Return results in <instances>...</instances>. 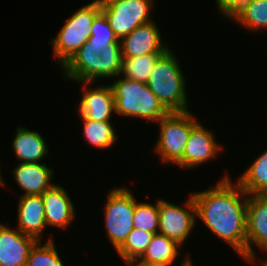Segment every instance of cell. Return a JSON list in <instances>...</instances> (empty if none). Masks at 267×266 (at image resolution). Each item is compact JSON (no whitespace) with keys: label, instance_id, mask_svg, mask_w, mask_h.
Wrapping results in <instances>:
<instances>
[{"label":"cell","instance_id":"obj_16","mask_svg":"<svg viewBox=\"0 0 267 266\" xmlns=\"http://www.w3.org/2000/svg\"><path fill=\"white\" fill-rule=\"evenodd\" d=\"M19 197L16 228L23 234L41 240L42 232L47 228L42 196L24 195Z\"/></svg>","mask_w":267,"mask_h":266},{"label":"cell","instance_id":"obj_27","mask_svg":"<svg viewBox=\"0 0 267 266\" xmlns=\"http://www.w3.org/2000/svg\"><path fill=\"white\" fill-rule=\"evenodd\" d=\"M38 240L32 247L26 266H65L55 247V242L50 238L41 244Z\"/></svg>","mask_w":267,"mask_h":266},{"label":"cell","instance_id":"obj_19","mask_svg":"<svg viewBox=\"0 0 267 266\" xmlns=\"http://www.w3.org/2000/svg\"><path fill=\"white\" fill-rule=\"evenodd\" d=\"M181 247L176 241L163 234L156 233L139 260L147 263L172 266L178 255H180L179 248Z\"/></svg>","mask_w":267,"mask_h":266},{"label":"cell","instance_id":"obj_31","mask_svg":"<svg viewBox=\"0 0 267 266\" xmlns=\"http://www.w3.org/2000/svg\"><path fill=\"white\" fill-rule=\"evenodd\" d=\"M0 186H2V187L6 186V183L3 180V177L1 175V172H0Z\"/></svg>","mask_w":267,"mask_h":266},{"label":"cell","instance_id":"obj_2","mask_svg":"<svg viewBox=\"0 0 267 266\" xmlns=\"http://www.w3.org/2000/svg\"><path fill=\"white\" fill-rule=\"evenodd\" d=\"M181 68L173 51L167 49L158 58L146 83L168 112L190 110Z\"/></svg>","mask_w":267,"mask_h":266},{"label":"cell","instance_id":"obj_30","mask_svg":"<svg viewBox=\"0 0 267 266\" xmlns=\"http://www.w3.org/2000/svg\"><path fill=\"white\" fill-rule=\"evenodd\" d=\"M185 256L186 258L183 260L181 266H193L192 260H190L191 258H189L187 254ZM127 266H169V265L147 263L140 261L139 259H136L127 264Z\"/></svg>","mask_w":267,"mask_h":266},{"label":"cell","instance_id":"obj_13","mask_svg":"<svg viewBox=\"0 0 267 266\" xmlns=\"http://www.w3.org/2000/svg\"><path fill=\"white\" fill-rule=\"evenodd\" d=\"M41 196L44 203L47 228L52 226L68 229V226L71 225L70 223L75 219L76 211L70 196L63 186L54 184Z\"/></svg>","mask_w":267,"mask_h":266},{"label":"cell","instance_id":"obj_7","mask_svg":"<svg viewBox=\"0 0 267 266\" xmlns=\"http://www.w3.org/2000/svg\"><path fill=\"white\" fill-rule=\"evenodd\" d=\"M101 12L119 41L136 27L151 22L153 0H100Z\"/></svg>","mask_w":267,"mask_h":266},{"label":"cell","instance_id":"obj_8","mask_svg":"<svg viewBox=\"0 0 267 266\" xmlns=\"http://www.w3.org/2000/svg\"><path fill=\"white\" fill-rule=\"evenodd\" d=\"M196 220V209L191 194L183 206L175 205L166 201V199L159 198L158 233L183 246L189 235H191L196 225Z\"/></svg>","mask_w":267,"mask_h":266},{"label":"cell","instance_id":"obj_3","mask_svg":"<svg viewBox=\"0 0 267 266\" xmlns=\"http://www.w3.org/2000/svg\"><path fill=\"white\" fill-rule=\"evenodd\" d=\"M110 86L114 93L115 113L119 116L158 122L168 113L146 83L122 76Z\"/></svg>","mask_w":267,"mask_h":266},{"label":"cell","instance_id":"obj_18","mask_svg":"<svg viewBox=\"0 0 267 266\" xmlns=\"http://www.w3.org/2000/svg\"><path fill=\"white\" fill-rule=\"evenodd\" d=\"M12 141L13 152L23 163H41V160L49 154L45 139L35 130L17 127Z\"/></svg>","mask_w":267,"mask_h":266},{"label":"cell","instance_id":"obj_1","mask_svg":"<svg viewBox=\"0 0 267 266\" xmlns=\"http://www.w3.org/2000/svg\"><path fill=\"white\" fill-rule=\"evenodd\" d=\"M199 218L214 235L247 256V202L249 195L224 174L213 187L191 193Z\"/></svg>","mask_w":267,"mask_h":266},{"label":"cell","instance_id":"obj_15","mask_svg":"<svg viewBox=\"0 0 267 266\" xmlns=\"http://www.w3.org/2000/svg\"><path fill=\"white\" fill-rule=\"evenodd\" d=\"M13 178L24 195H42L55 183L51 182L54 177L53 168L47 167L44 163H23L20 162L13 168Z\"/></svg>","mask_w":267,"mask_h":266},{"label":"cell","instance_id":"obj_25","mask_svg":"<svg viewBox=\"0 0 267 266\" xmlns=\"http://www.w3.org/2000/svg\"><path fill=\"white\" fill-rule=\"evenodd\" d=\"M91 29V35L88 39L89 46L92 47L97 54L103 49L108 48L111 44H121L102 12L93 20Z\"/></svg>","mask_w":267,"mask_h":266},{"label":"cell","instance_id":"obj_5","mask_svg":"<svg viewBox=\"0 0 267 266\" xmlns=\"http://www.w3.org/2000/svg\"><path fill=\"white\" fill-rule=\"evenodd\" d=\"M192 111L168 112L157 123L159 138L155 153L165 164H177L183 156L191 130L198 124Z\"/></svg>","mask_w":267,"mask_h":266},{"label":"cell","instance_id":"obj_17","mask_svg":"<svg viewBox=\"0 0 267 266\" xmlns=\"http://www.w3.org/2000/svg\"><path fill=\"white\" fill-rule=\"evenodd\" d=\"M98 54L87 41L76 54L61 68L64 77L86 86L93 85L97 80ZM90 84V85H89Z\"/></svg>","mask_w":267,"mask_h":266},{"label":"cell","instance_id":"obj_11","mask_svg":"<svg viewBox=\"0 0 267 266\" xmlns=\"http://www.w3.org/2000/svg\"><path fill=\"white\" fill-rule=\"evenodd\" d=\"M38 240L0 222V266H26Z\"/></svg>","mask_w":267,"mask_h":266},{"label":"cell","instance_id":"obj_6","mask_svg":"<svg viewBox=\"0 0 267 266\" xmlns=\"http://www.w3.org/2000/svg\"><path fill=\"white\" fill-rule=\"evenodd\" d=\"M105 229L115 251L134 229L135 197L126 187L110 190L104 205Z\"/></svg>","mask_w":267,"mask_h":266},{"label":"cell","instance_id":"obj_9","mask_svg":"<svg viewBox=\"0 0 267 266\" xmlns=\"http://www.w3.org/2000/svg\"><path fill=\"white\" fill-rule=\"evenodd\" d=\"M247 256L248 263L256 262L253 245L267 252V195H249L247 202Z\"/></svg>","mask_w":267,"mask_h":266},{"label":"cell","instance_id":"obj_12","mask_svg":"<svg viewBox=\"0 0 267 266\" xmlns=\"http://www.w3.org/2000/svg\"><path fill=\"white\" fill-rule=\"evenodd\" d=\"M158 29L154 21L136 27L120 41L122 57L164 53L169 47L162 43L161 32Z\"/></svg>","mask_w":267,"mask_h":266},{"label":"cell","instance_id":"obj_10","mask_svg":"<svg viewBox=\"0 0 267 266\" xmlns=\"http://www.w3.org/2000/svg\"><path fill=\"white\" fill-rule=\"evenodd\" d=\"M213 132L198 123L189 135L182 159L176 164L181 168L192 169L218 156L222 146L217 143Z\"/></svg>","mask_w":267,"mask_h":266},{"label":"cell","instance_id":"obj_21","mask_svg":"<svg viewBox=\"0 0 267 266\" xmlns=\"http://www.w3.org/2000/svg\"><path fill=\"white\" fill-rule=\"evenodd\" d=\"M83 123V137L90 145L99 149L112 148L118 140L111 121H94L80 117Z\"/></svg>","mask_w":267,"mask_h":266},{"label":"cell","instance_id":"obj_32","mask_svg":"<svg viewBox=\"0 0 267 266\" xmlns=\"http://www.w3.org/2000/svg\"><path fill=\"white\" fill-rule=\"evenodd\" d=\"M261 266H267V258L262 262Z\"/></svg>","mask_w":267,"mask_h":266},{"label":"cell","instance_id":"obj_29","mask_svg":"<svg viewBox=\"0 0 267 266\" xmlns=\"http://www.w3.org/2000/svg\"><path fill=\"white\" fill-rule=\"evenodd\" d=\"M216 1L218 11L224 15V18L232 21L237 20L243 12L252 3V0H214Z\"/></svg>","mask_w":267,"mask_h":266},{"label":"cell","instance_id":"obj_14","mask_svg":"<svg viewBox=\"0 0 267 266\" xmlns=\"http://www.w3.org/2000/svg\"><path fill=\"white\" fill-rule=\"evenodd\" d=\"M78 105L79 117L94 121H111L115 112L114 93L110 85H99L83 92Z\"/></svg>","mask_w":267,"mask_h":266},{"label":"cell","instance_id":"obj_28","mask_svg":"<svg viewBox=\"0 0 267 266\" xmlns=\"http://www.w3.org/2000/svg\"><path fill=\"white\" fill-rule=\"evenodd\" d=\"M236 22L250 31L267 29V0H252Z\"/></svg>","mask_w":267,"mask_h":266},{"label":"cell","instance_id":"obj_20","mask_svg":"<svg viewBox=\"0 0 267 266\" xmlns=\"http://www.w3.org/2000/svg\"><path fill=\"white\" fill-rule=\"evenodd\" d=\"M236 182L248 195H267V150L253 161Z\"/></svg>","mask_w":267,"mask_h":266},{"label":"cell","instance_id":"obj_22","mask_svg":"<svg viewBox=\"0 0 267 266\" xmlns=\"http://www.w3.org/2000/svg\"><path fill=\"white\" fill-rule=\"evenodd\" d=\"M163 53H149L138 57H122L120 75L124 78L147 83L158 58Z\"/></svg>","mask_w":267,"mask_h":266},{"label":"cell","instance_id":"obj_23","mask_svg":"<svg viewBox=\"0 0 267 266\" xmlns=\"http://www.w3.org/2000/svg\"><path fill=\"white\" fill-rule=\"evenodd\" d=\"M153 235L154 233L134 228L126 241L116 250L118 256L126 265L139 259L150 244Z\"/></svg>","mask_w":267,"mask_h":266},{"label":"cell","instance_id":"obj_24","mask_svg":"<svg viewBox=\"0 0 267 266\" xmlns=\"http://www.w3.org/2000/svg\"><path fill=\"white\" fill-rule=\"evenodd\" d=\"M122 70L121 44H111L98 54L97 79L118 77Z\"/></svg>","mask_w":267,"mask_h":266},{"label":"cell","instance_id":"obj_26","mask_svg":"<svg viewBox=\"0 0 267 266\" xmlns=\"http://www.w3.org/2000/svg\"><path fill=\"white\" fill-rule=\"evenodd\" d=\"M133 227L150 233H158L159 228V199L155 204L137 202L135 200V211Z\"/></svg>","mask_w":267,"mask_h":266},{"label":"cell","instance_id":"obj_4","mask_svg":"<svg viewBox=\"0 0 267 266\" xmlns=\"http://www.w3.org/2000/svg\"><path fill=\"white\" fill-rule=\"evenodd\" d=\"M100 12V0L81 7L67 19L57 36L49 41L54 50V58L58 59L61 68L88 41L93 20Z\"/></svg>","mask_w":267,"mask_h":266}]
</instances>
